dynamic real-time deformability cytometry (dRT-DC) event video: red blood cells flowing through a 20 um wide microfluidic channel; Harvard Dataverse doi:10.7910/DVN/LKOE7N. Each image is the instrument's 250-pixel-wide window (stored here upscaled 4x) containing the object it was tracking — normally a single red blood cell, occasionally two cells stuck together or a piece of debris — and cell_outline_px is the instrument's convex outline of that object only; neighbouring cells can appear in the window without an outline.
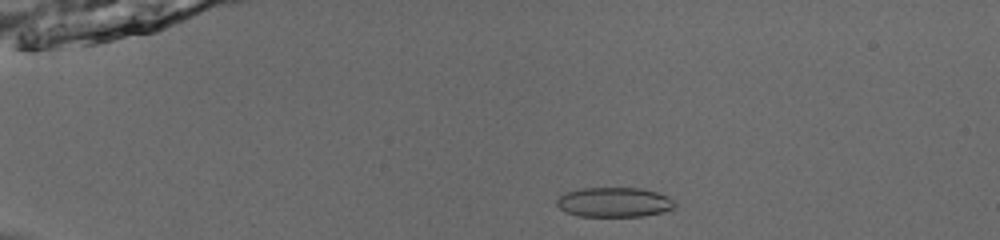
{"species": "common noctule bat (a hibernating species)", "species_latin": "Nyctalus noctula", "temperature_condition": "room temperature", "stored_images_in_passage": 52, "camera_frame_rate_fps": 3000, "um_per_image_px": 0.085, "animal": {"sex": "male", "body_mass_g": 13.0, "forearm_length_mm": 53.1}, "frame": {"image": 1, "passage_image": 11, "time_ms": 3.333, "image_size_px": [1000, 240], "cell_outline_px": [[676, 204], [672, 208], [664, 212], [644, 216], [580, 216], [564, 212], [556, 204], [556, 200], [560, 196], [568, 192], [580, 188], [640, 188], [656, 192], [668, 196]], "centroid_in_image_um": [52.2, 17.19], "position_along_channel_um": 32.8, "area_um2": 20.4}}
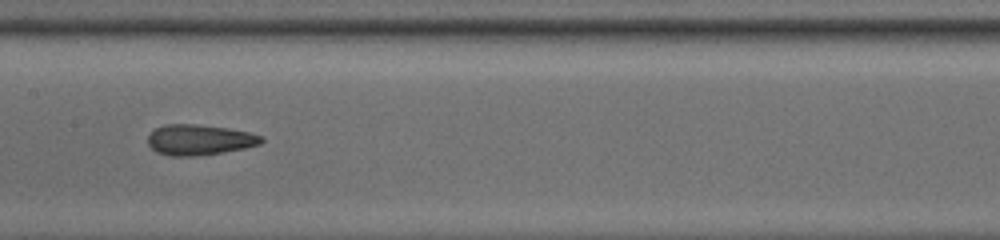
{"frame": {"image": 2, "passage_image": 28, "time_ms": 9.0, "image_size_px": [1000, 240], "cell_outline_px": [[264, 140], [260, 144], [244, 148], [200, 156], [172, 156], [156, 152], [148, 144], [148, 136], [156, 128], [168, 124], [196, 124], [228, 128], [248, 132], [260, 136]], "centroid_in_image_um": [16.93, 11.89], "position_along_channel_um": 190.5, "area_um2": 20.06}}
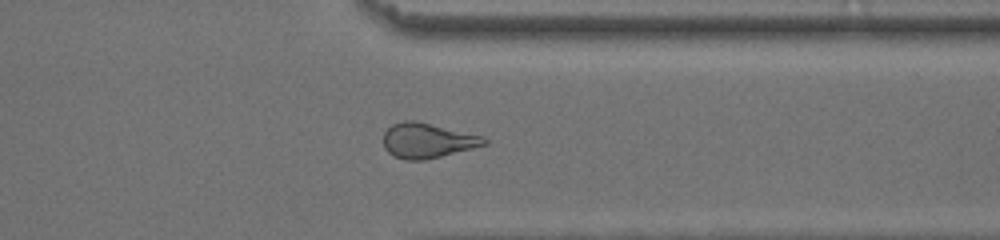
{"frame": {"image": 3, "passage_image": 42, "time_ms": 13.667, "image_size_px": [1000, 240], "cell_outline_px": [[488, 144], [424, 160], [404, 160], [392, 156], [384, 148], [384, 132], [392, 124], [404, 120], [416, 120], [484, 136], [488, 140]], "centroid_in_image_um": [36.32, 11.94], "position_along_channel_um": 375.1, "area_um2": 20.63}, "authors_computed_cell_mechanics": {"area_um2": 20.4901, "velocity_mm_per_s": 3.9683, "shape_relaxation_time_tau1_ms": 9.6371, "shape_relaxation_time_tau2_ms": 2.4213, "deformation_change_tau1": 0.2323, "deformation_change_tau2": 0.1041}}